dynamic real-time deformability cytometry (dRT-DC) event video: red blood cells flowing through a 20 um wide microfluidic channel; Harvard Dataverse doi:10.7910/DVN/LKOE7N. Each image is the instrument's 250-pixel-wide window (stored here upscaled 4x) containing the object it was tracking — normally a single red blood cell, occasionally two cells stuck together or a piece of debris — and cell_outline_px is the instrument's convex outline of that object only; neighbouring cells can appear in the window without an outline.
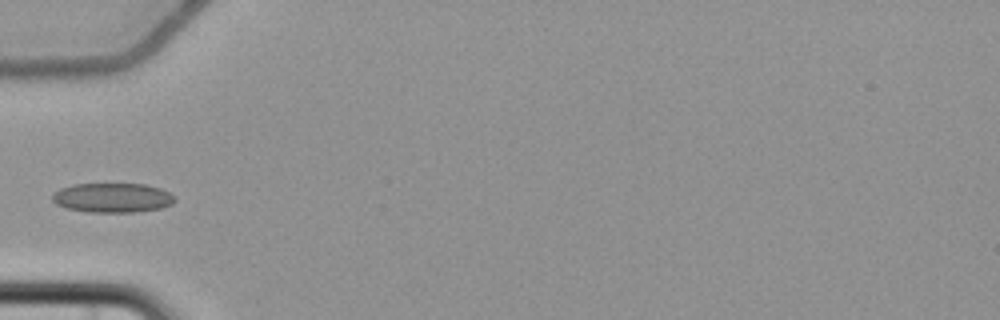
{"species": "common noctule bat (a hibernating species)", "species_latin": "Nyctalus noctula", "temperature_condition": "cold", "stored_images_in_passage": 6, "camera_frame_rate_fps": 3000, "um_per_image_px": 0.085, "animal": {"sex": "female", "body_mass_g": 22.7, "forearm_length_mm": 54.2}, "frame": {"image": 1, "passage_image": 6, "time_ms": 6.0, "image_size_px": [1000, 320], "cell_outline_px": [[176, 200], [172, 204], [160, 208], [136, 212], [88, 212], [68, 208], [56, 204], [52, 200], [52, 192], [60, 188], [72, 184], [144, 184], [160, 188], [168, 192]], "centroid_in_image_um": [9.53, 16.8], "position_along_channel_um": 75.5, "area_um2": 21.04}}